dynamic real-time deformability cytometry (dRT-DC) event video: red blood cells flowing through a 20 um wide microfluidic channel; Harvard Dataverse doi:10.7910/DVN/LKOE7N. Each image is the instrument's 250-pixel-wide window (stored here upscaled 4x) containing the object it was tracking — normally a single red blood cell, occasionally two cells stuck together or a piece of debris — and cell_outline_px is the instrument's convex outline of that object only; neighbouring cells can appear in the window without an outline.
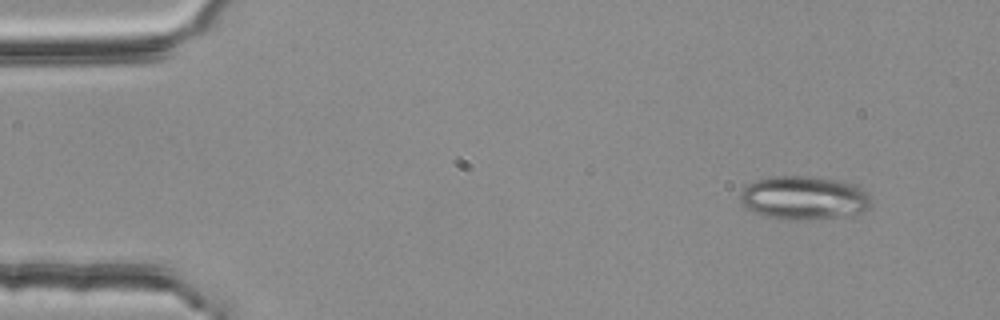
{"species": "common noctule bat (a hibernating species)", "species_latin": "Nyctalus noctula", "temperature_condition": "room temperature", "stored_images_in_passage": 3, "camera_frame_rate_fps": 3000, "um_per_image_px": 0.085, "animal": {"sex": "female", "body_mass_g": 25.1}, "frame": {"image": 1, "passage_image": 1, "time_ms": 0.0, "image_size_px": [1000, 320], "cell_outline_px": [[868, 208], [852, 216], [804, 220], [788, 220], [764, 216], [748, 208], [740, 200], [740, 192], [748, 184], [756, 180], [776, 176], [808, 176], [836, 180], [856, 184], [868, 192]], "centroid_in_image_um": [68.34, 16.82], "position_along_channel_um": 16.7, "area_um2": 33.23}}